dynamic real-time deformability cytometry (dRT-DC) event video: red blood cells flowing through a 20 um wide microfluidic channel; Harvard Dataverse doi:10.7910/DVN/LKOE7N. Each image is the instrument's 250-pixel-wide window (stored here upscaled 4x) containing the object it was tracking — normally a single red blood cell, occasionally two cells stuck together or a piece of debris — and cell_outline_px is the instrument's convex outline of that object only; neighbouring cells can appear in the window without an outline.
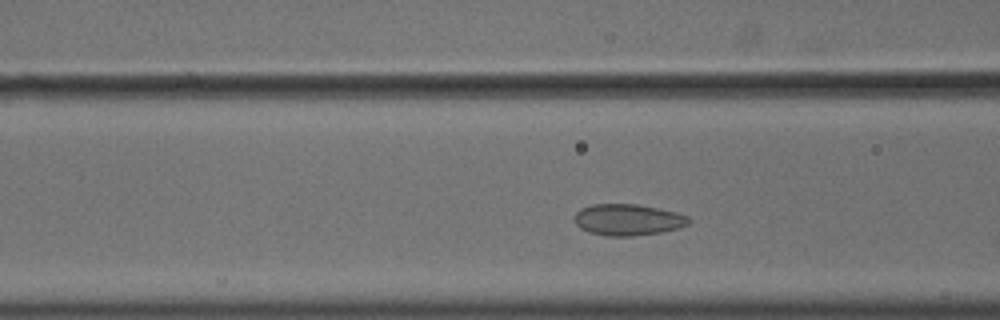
{"species": "common noctule bat (a hibernating species)", "species_latin": "Nyctalus noctula", "temperature_condition": "cold", "stored_images_in_passage": 39, "camera_frame_rate_fps": 3000, "um_per_image_px": 0.085, "animal": {"sex": "male", "body_mass_g": 18.8}, "frame": {"image": 1, "passage_image": 11, "time_ms": 3.333, "image_size_px": [1000, 320], "cell_outline_px": [[692, 220], [688, 224], [680, 228], [660, 232], [632, 236], [608, 236], [588, 232], [580, 228], [572, 220], [572, 216], [580, 208], [592, 204], [636, 204], [660, 208], [676, 212], [688, 216]], "centroid_in_image_um": [53.34, 18.67], "position_along_channel_um": 113.3, "area_um2": 21.21}}
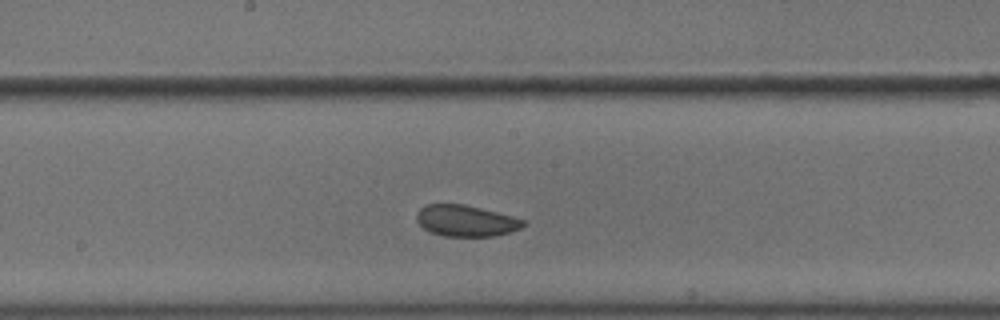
{"frame": {"image": 2, "passage_image": 19, "time_ms": 6.0, "image_size_px": [1000, 320], "cell_outline_px": [[524, 224], [520, 228], [508, 232], [492, 236], [444, 236], [428, 232], [416, 220], [416, 212], [420, 208], [428, 204], [464, 204], [512, 216], [524, 220]], "centroid_in_image_um": [39.54, 18.76], "position_along_channel_um": 208.7, "area_um2": 19.25}}
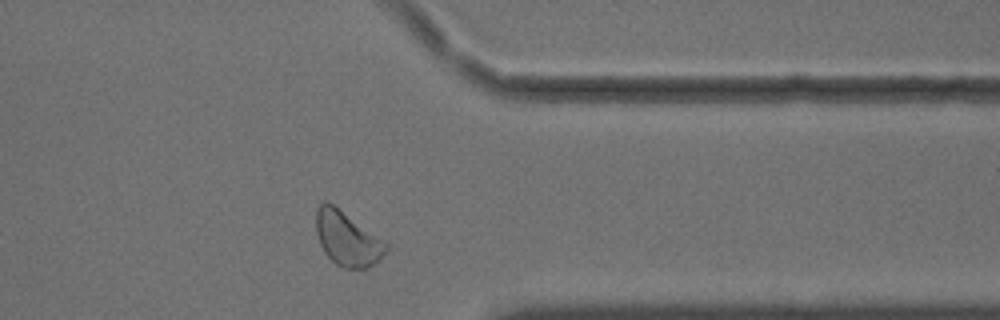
{"frame": {"image": 3, "passage_image": 34, "time_ms": 11.0, "image_size_px": [1000, 320], "cell_outline_px": [[388, 248], [380, 260], [376, 264], [364, 268], [344, 268], [336, 264], [324, 252], [320, 244], [316, 232], [316, 208], [320, 204], [332, 204], [388, 244]], "centroid_in_image_um": [29.51, 20.33], "position_along_channel_um": 381.9, "area_um2": 21.56}, "authors_computed_cell_mechanics": {"area_um2": 20.808, "velocity_mm_per_s": 3.572, "shape_relaxation_time_tau1_ms": null, "shape_relaxation_time_tau2_ms": 1.4834, "deformation_change_tau1": null, "deformation_change_tau2": 0.0571}}